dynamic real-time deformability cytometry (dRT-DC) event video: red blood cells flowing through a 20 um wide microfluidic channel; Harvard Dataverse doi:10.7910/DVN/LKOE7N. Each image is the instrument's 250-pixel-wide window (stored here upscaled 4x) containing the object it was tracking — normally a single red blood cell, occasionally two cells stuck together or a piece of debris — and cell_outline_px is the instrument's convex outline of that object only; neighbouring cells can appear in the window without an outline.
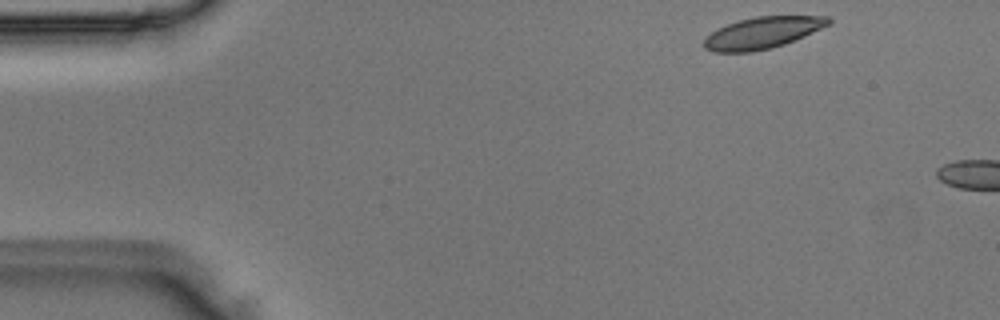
{"species": "Egyptian fruit bat (a non-hibernating species)", "species_latin": "Rousettus aegyptiacus", "temperature_condition": "room temperature", "stored_images_in_passage": 2, "camera_frame_rate_fps": 3000, "um_per_image_px": 0.085, "animal": {"sex": "male"}, "frame": {"image": 1, "passage_image": 1, "time_ms": 0.0, "image_size_px": [1000, 320], "cell_outline_px": [[832, 20], [828, 24], [804, 36], [784, 44], [752, 52], [712, 52], [704, 48], [704, 40], [712, 32], [728, 24], [740, 20], [756, 16], [828, 16]], "centroid_in_image_um": [64.79, 2.79], "position_along_channel_um": 20.2, "area_um2": 22.48}}